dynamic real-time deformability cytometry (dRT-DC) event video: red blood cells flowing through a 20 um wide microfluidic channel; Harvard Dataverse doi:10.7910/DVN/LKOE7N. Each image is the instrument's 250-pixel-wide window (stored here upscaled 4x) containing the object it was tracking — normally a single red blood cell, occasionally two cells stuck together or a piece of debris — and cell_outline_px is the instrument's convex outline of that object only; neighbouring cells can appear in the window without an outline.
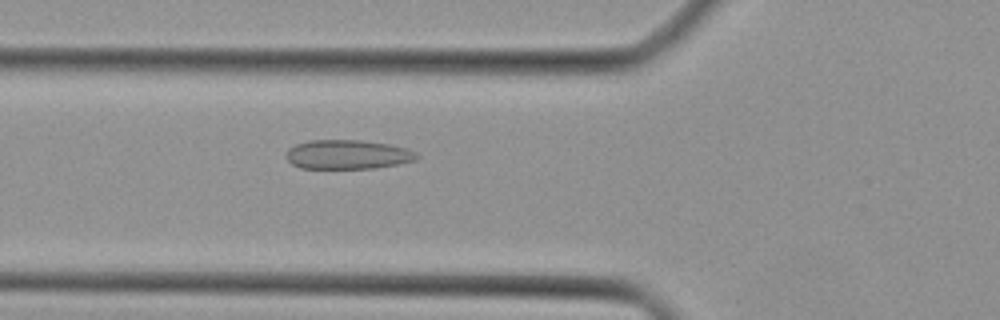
{"species": "Egyptian fruit bat (a non-hibernating species)", "species_latin": "Rousettus aegyptiacus", "temperature_condition": "cold", "stored_images_in_passage": 29, "camera_frame_rate_fps": 3000, "um_per_image_px": 0.085, "animal": {"sex": "female"}, "frame": {"image": 1, "passage_image": 4, "time_ms": 1.0, "image_size_px": [1000, 320], "cell_outline_px": [[420, 156], [416, 160], [376, 168], [300, 168], [292, 164], [284, 156], [288, 148], [296, 144], [308, 140], [360, 140], [388, 144], [404, 148], [416, 152]], "centroid_in_image_um": [29.51, 13.13], "position_along_channel_um": 96.3, "area_um2": 22.25}}
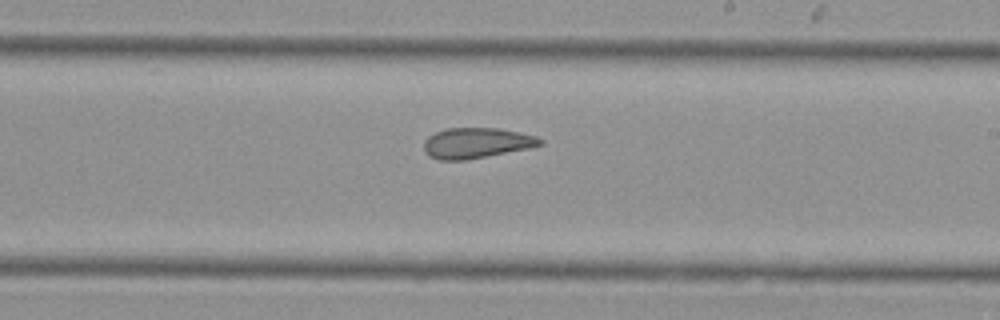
{"frame": {"image": 2, "passage_image": 14, "time_ms": 4.333, "image_size_px": [1000, 320], "cell_outline_px": [[544, 144], [528, 148], [464, 160], [440, 160], [428, 156], [424, 152], [424, 140], [428, 136], [436, 132], [448, 128], [496, 128], [536, 136], [544, 140]], "centroid_in_image_um": [40.46, 12.15], "position_along_channel_um": 248.5, "area_um2": 20.46}}
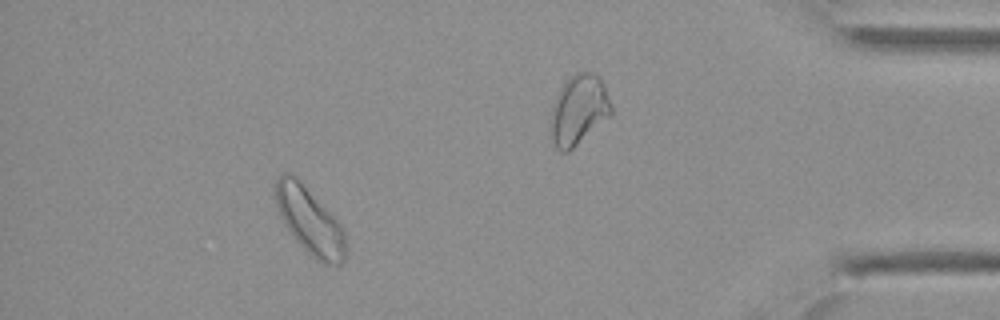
{"frame": {"image": 3, "passage_image": 24, "time_ms": 7.667, "image_size_px": [1000, 320], "cell_outline_px": [[344, 260], [340, 264], [324, 264], [316, 260], [292, 236], [284, 224], [280, 216], [276, 204], [272, 188], [272, 184], [276, 176], [280, 172], [288, 172], [296, 176], [336, 216], [344, 228]], "centroid_in_image_um": [26.26, 18.67], "position_along_channel_um": 408.9, "area_um2": 27.92}}